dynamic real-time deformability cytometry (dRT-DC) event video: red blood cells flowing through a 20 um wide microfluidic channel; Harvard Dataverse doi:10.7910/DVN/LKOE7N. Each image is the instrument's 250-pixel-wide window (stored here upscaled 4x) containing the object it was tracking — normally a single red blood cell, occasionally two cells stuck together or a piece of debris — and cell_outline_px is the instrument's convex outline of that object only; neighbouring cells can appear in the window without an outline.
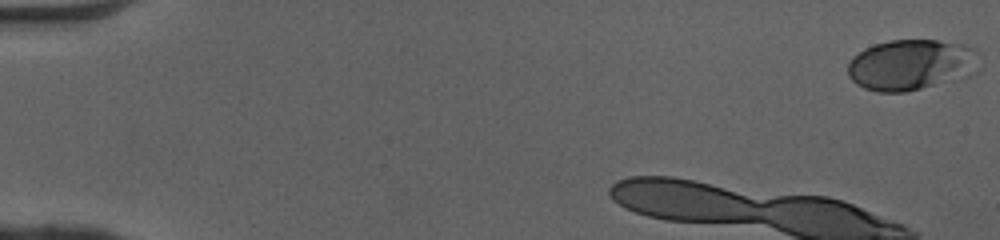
{"species": "human", "species_latin": "Homo sapiens", "temperature_condition": "cold", "stored_images_in_passage": 39, "camera_frame_rate_fps": 3000, "um_per_image_px": 0.085, "donor": {"sex": "female"}, "frame": {"image": 1, "passage_image": 1, "time_ms": 0.0, "image_size_px": [1000, 240], "cell_outline_px": [[984, 64], [980, 72], [972, 76], [904, 92], [876, 92], [864, 88], [856, 84], [848, 76], [848, 64], [852, 56], [864, 48], [872, 44], [888, 40], [936, 40], [968, 44], [976, 48]], "centroid_in_image_um": [77.56, 5.49], "position_along_channel_um": 7.4, "area_um2": 40.29}}